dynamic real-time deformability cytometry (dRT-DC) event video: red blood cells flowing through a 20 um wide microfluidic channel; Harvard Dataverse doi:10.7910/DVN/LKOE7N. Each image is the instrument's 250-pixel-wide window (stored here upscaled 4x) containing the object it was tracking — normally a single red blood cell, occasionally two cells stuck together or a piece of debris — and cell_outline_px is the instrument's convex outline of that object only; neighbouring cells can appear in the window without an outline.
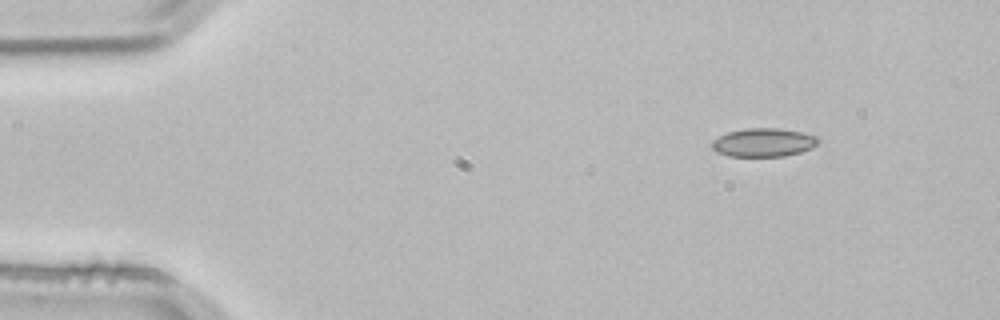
{"species": "common noctule bat (a hibernating species)", "species_latin": "Nyctalus noctula", "temperature_condition": "room temperature", "stored_images_in_passage": 3, "segment_of_instrument_passage": [2, 2], "camera_frame_rate_fps": 3000, "um_per_image_px": 0.085, "animal": {"sex": "male", "body_mass_g": 21.5, "forearm_length_mm": 52.0}, "frame": {"image": 1, "passage_image": 3, "time_ms": 0.667, "image_size_px": [1000, 320], "cell_outline_px": [[820, 140], [812, 148], [800, 152], [784, 156], [728, 156], [716, 152], [712, 148], [712, 140], [728, 132], [744, 128], [780, 128], [820, 136]], "centroid_in_image_um": [64.91, 12.1], "position_along_channel_um": 20.1, "area_um2": 17.74}}